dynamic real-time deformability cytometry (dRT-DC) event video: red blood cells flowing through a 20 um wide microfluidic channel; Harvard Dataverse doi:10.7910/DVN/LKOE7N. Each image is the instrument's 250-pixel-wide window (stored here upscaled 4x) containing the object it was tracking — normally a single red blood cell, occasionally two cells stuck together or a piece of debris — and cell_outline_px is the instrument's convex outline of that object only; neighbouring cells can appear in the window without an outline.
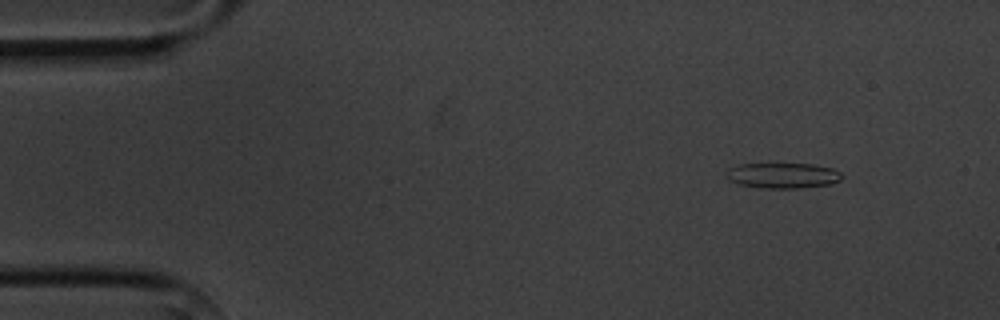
{"species": "common noctule bat (a hibernating species)", "species_latin": "Nyctalus noctula", "temperature_condition": "cold", "stored_images_in_passage": 4, "camera_frame_rate_fps": 3000, "um_per_image_px": 0.085, "animal": {"sex": "male", "body_mass_g": 20.1, "forearm_length_mm": 53.5}, "frame": {"image": 1, "passage_image": 2, "time_ms": 1.0, "image_size_px": [1000, 320], "cell_outline_px": [[844, 176], [840, 180], [832, 184], [800, 188], [760, 188], [740, 184], [728, 180], [728, 168], [740, 164], [812, 164], [832, 168], [840, 172]], "centroid_in_image_um": [66.58, 14.92], "position_along_channel_um": 18.4, "area_um2": 17.11}}
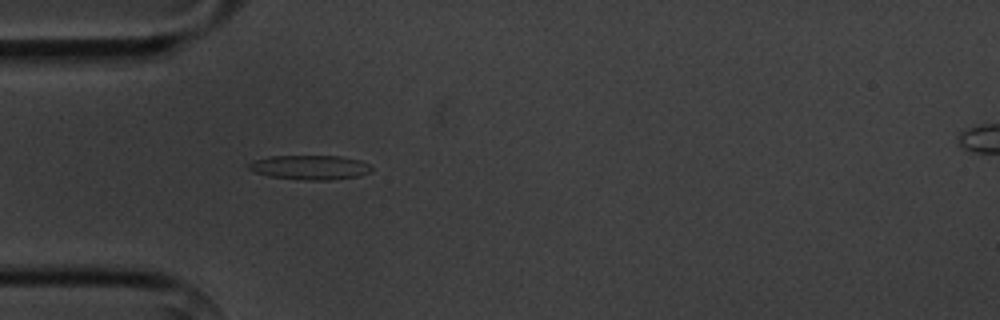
{"frame": {"image": 2, "passage_image": 4, "time_ms": 4.333, "image_size_px": [1000, 320], "cell_outline_px": [[372, 172], [360, 176], [328, 180], [304, 180], [268, 176], [256, 172], [248, 168], [248, 164], [252, 160], [272, 156], [340, 156], [360, 160], [368, 164], [372, 168]], "centroid_in_image_um": [26.37, 14.23], "position_along_channel_um": 58.6, "area_um2": 17.51}}